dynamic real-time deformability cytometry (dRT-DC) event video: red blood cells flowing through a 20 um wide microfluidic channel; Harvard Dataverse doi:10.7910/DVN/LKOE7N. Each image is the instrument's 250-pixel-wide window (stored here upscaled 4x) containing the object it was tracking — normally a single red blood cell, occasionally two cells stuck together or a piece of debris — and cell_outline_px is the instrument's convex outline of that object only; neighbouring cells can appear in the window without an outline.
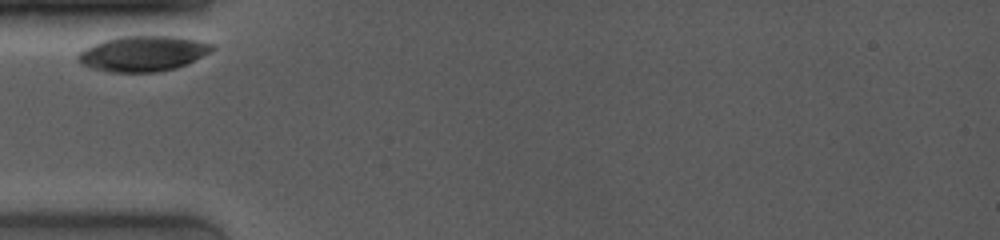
{"species": "common noctule bat (a hibernating species)", "species_latin": "Nyctalus noctula", "temperature_condition": "room temperature", "stored_images_in_passage": 14, "camera_frame_rate_fps": 4000, "um_per_image_px": 0.085, "animal": {"sex": "female", "body_mass_g": 19.0, "forearm_length_mm": 53.3}, "frame": {"image": 1, "passage_image": 1, "time_ms": 0.0, "image_size_px": [1000, 240], "cell_outline_px": [[216, 48], [212, 52], [176, 68], [156, 72], [112, 72], [92, 68], [80, 64], [76, 56], [84, 48], [104, 40], [116, 36], [176, 36], [196, 40], [212, 44]], "centroid_in_image_um": [12.14, 4.55], "position_along_channel_um": 72.9, "area_um2": 27.69}}
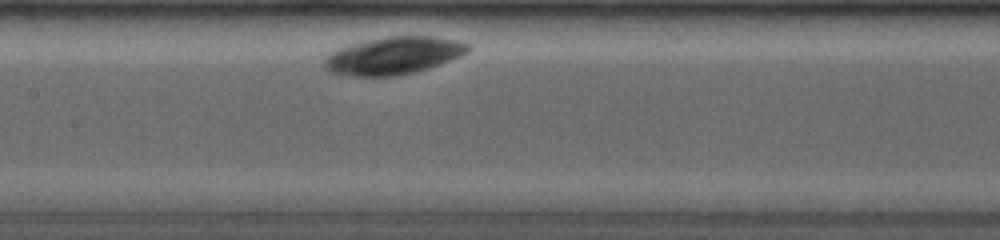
{"frame": {"image": 2, "passage_image": 12, "time_ms": 3.0, "image_size_px": [1000, 240], "cell_outline_px": [[472, 48], [468, 52], [460, 56], [440, 64], [416, 72], [396, 76], [352, 76], [328, 72], [324, 68], [324, 56], [328, 52], [336, 48], [348, 44], [388, 36], [428, 36], [460, 40], [472, 44]], "centroid_in_image_um": [33.43, 4.72], "position_along_channel_um": 174.0, "area_um2": 31.91}}